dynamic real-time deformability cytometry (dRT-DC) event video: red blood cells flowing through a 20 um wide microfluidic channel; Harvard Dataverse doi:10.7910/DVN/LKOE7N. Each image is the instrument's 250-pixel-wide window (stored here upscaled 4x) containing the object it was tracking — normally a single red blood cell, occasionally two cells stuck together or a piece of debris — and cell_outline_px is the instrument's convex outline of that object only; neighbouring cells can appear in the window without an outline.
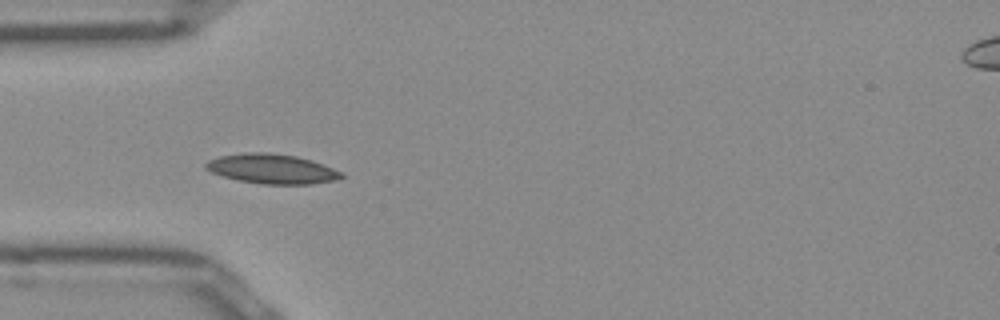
{"species": "Egyptian fruit bat (a non-hibernating species)", "species_latin": "Rousettus aegyptiacus", "temperature_condition": "room temperature", "stored_images_in_passage": 16, "camera_frame_rate_fps": 3000, "um_per_image_px": 0.085, "frame": {"image": 1, "passage_image": 3, "time_ms": 0.667, "image_size_px": [1000, 320], "cell_outline_px": [[344, 176], [336, 180], [312, 184], [260, 184], [240, 180], [224, 176], [212, 172], [204, 168], [204, 164], [208, 160], [220, 156], [244, 152], [268, 152], [296, 156], [312, 160], [344, 172]], "centroid_in_image_um": [23.13, 14.35], "position_along_channel_um": 61.9, "area_um2": 23.52}}
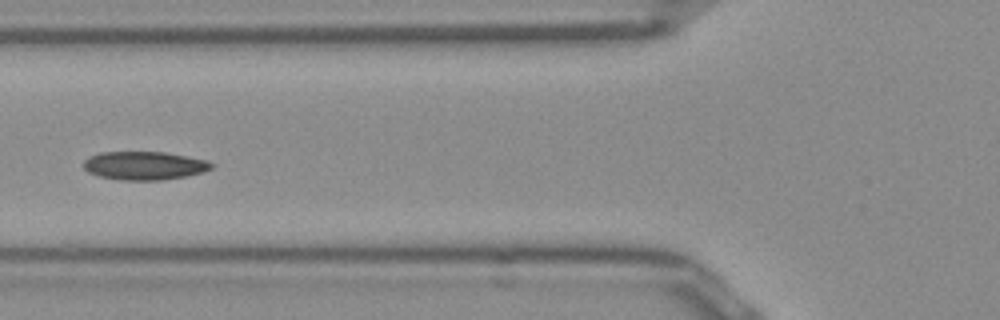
{"frame": {"image": 2, "passage_image": 7, "time_ms": 2.0, "image_size_px": [1000, 320], "cell_outline_px": [[212, 168], [200, 172], [184, 176], [160, 180], [120, 180], [100, 176], [88, 172], [84, 168], [84, 160], [88, 156], [100, 152], [164, 152], [204, 160], [212, 164]], "centroid_in_image_um": [12.18, 14.07], "position_along_channel_um": 113.6, "area_um2": 20.81}}
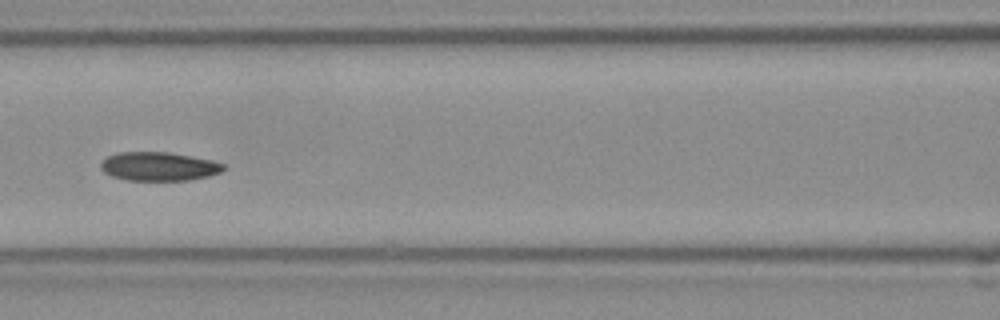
{"frame": {"image": 3, "passage_image": 10, "time_ms": 3.0, "image_size_px": [1000, 320], "cell_outline_px": [[228, 168], [220, 172], [208, 176], [188, 180], [128, 180], [112, 176], [104, 172], [100, 168], [100, 164], [108, 156], [120, 152], [168, 152], [212, 160], [224, 164]], "centroid_in_image_um": [13.52, 14.14], "position_along_channel_um": 153.1, "area_um2": 20.46}}